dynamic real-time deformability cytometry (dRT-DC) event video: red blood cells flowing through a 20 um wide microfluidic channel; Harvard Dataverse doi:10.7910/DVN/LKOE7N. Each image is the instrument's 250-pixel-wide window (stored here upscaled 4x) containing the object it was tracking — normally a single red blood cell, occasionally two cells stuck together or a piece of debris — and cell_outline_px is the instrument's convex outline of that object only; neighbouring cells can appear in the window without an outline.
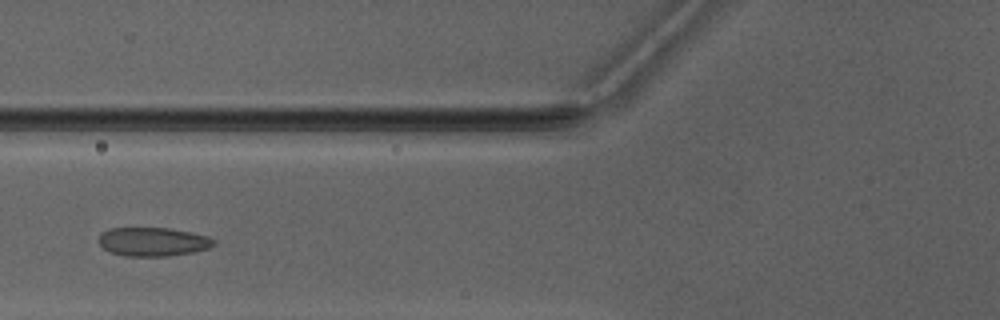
{"species": "Egyptian fruit bat (a non-hibernating species)", "species_latin": "Rousettus aegyptiacus", "temperature_condition": "warm", "stored_images_in_passage": 4, "camera_frame_rate_fps": 3000, "um_per_image_px": 0.085, "animal": {"sex": "male"}, "frame": {"image": 1, "passage_image": 3, "time_ms": 2.333, "image_size_px": [1000, 320], "cell_outline_px": [[216, 244], [208, 248], [192, 252], [168, 256], [124, 256], [108, 252], [100, 244], [100, 232], [108, 228], [168, 228], [208, 236], [216, 240]], "centroid_in_image_um": [12.98, 20.55], "position_along_channel_um": 112.8, "area_um2": 19.31}}
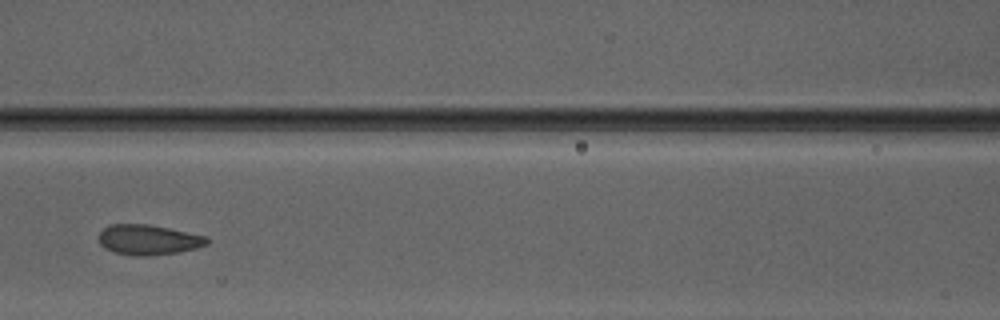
{"frame": {"image": 2, "passage_image": 4, "time_ms": 3.333, "image_size_px": [1000, 320], "cell_outline_px": [[208, 244], [196, 248], [176, 252], [152, 256], [136, 256], [112, 252], [104, 248], [100, 244], [96, 236], [104, 228], [112, 224], [148, 224], [168, 228], [204, 236], [208, 240]], "centroid_in_image_um": [12.54, 20.39], "position_along_channel_um": 154.1, "area_um2": 19.02}}